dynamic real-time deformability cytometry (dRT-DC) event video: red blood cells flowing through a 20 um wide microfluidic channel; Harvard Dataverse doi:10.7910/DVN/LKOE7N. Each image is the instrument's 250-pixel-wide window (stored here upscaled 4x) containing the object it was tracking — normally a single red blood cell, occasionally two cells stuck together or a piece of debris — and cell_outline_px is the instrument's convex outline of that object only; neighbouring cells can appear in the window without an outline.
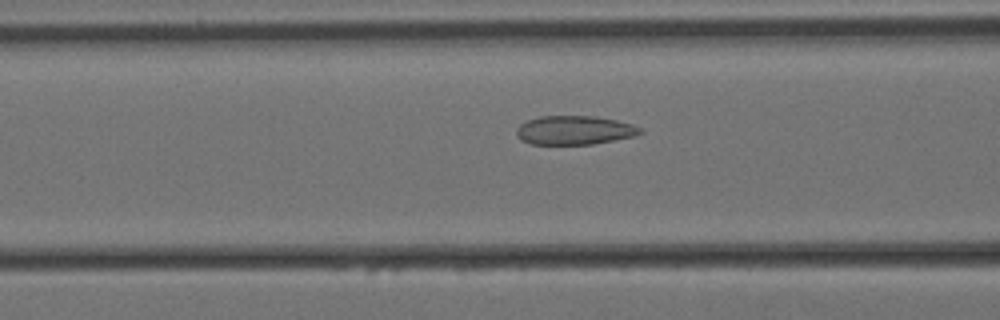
{"species": "Egyptian fruit bat (a non-hibernating species)", "species_latin": "Rousettus aegyptiacus", "temperature_condition": "cold", "stored_images_in_passage": 13, "camera_frame_rate_fps": 3000, "um_per_image_px": 0.085, "animal": {"sex": "female"}, "frame": {"image": 1, "passage_image": 11, "time_ms": 3.333, "image_size_px": [1000, 320], "cell_outline_px": [[644, 132], [636, 136], [592, 144], [532, 144], [520, 140], [516, 136], [516, 128], [520, 124], [528, 120], [540, 116], [596, 116], [616, 120], [632, 124], [640, 128]], "centroid_in_image_um": [48.82, 11.07], "position_along_channel_um": 117.8, "area_um2": 20.92}}